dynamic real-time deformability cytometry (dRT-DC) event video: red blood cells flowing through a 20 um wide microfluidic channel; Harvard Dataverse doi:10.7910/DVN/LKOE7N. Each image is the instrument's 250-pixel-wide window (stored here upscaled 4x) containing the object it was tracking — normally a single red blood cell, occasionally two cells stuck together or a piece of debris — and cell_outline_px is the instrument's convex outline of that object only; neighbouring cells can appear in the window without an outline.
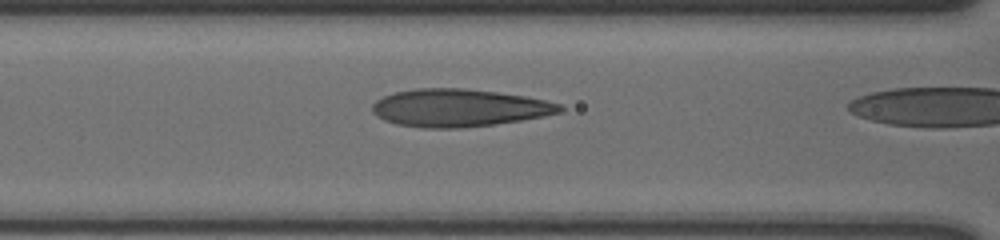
{"species": "human", "species_latin": "Homo sapiens", "temperature_condition": "cold", "stored_images_in_passage": 27, "camera_frame_rate_fps": 3000, "um_per_image_px": 0.085, "donor": {"sex": "male"}, "frame": {"image": 1, "passage_image": 26, "time_ms": 8.333, "image_size_px": [1000, 240], "cell_outline_px": [[564, 108], [560, 112], [544, 116], [520, 120], [492, 124], [460, 128], [424, 128], [396, 124], [384, 120], [376, 116], [372, 112], [372, 104], [376, 100], [384, 96], [396, 92], [416, 88], [464, 88], [496, 92], [524, 96], [544, 100], [560, 104]], "centroid_in_image_um": [38.97, 9.17], "position_along_channel_um": 127.6, "area_um2": 40.98}}